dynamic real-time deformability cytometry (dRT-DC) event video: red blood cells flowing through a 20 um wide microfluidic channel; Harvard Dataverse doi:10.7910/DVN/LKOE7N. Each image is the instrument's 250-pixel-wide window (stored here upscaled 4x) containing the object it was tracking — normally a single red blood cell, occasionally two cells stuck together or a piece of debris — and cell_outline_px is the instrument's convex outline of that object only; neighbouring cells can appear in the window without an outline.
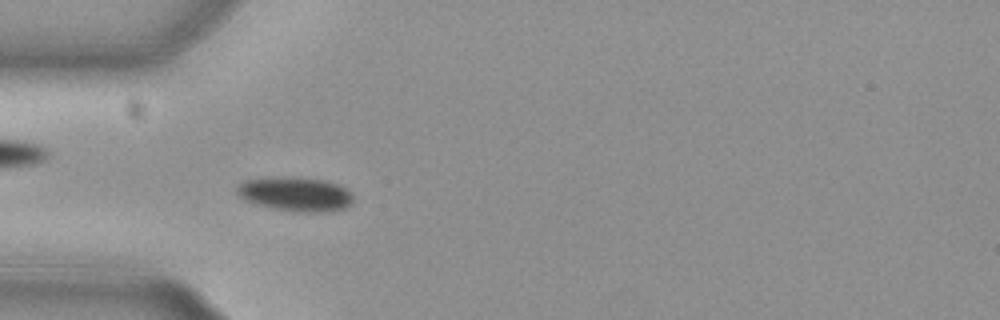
{"species": "common noctule bat (a hibernating species)", "species_latin": "Nyctalus noctula", "temperature_condition": "cold", "stored_images_in_passage": 28, "camera_frame_rate_fps": 3000, "um_per_image_px": 0.085, "animal": {"sex": "female", "body_mass_g": 29.2, "forearm_length_mm": 56.3}, "frame": {"image": 1, "passage_image": 5, "time_ms": 1.333, "image_size_px": [1000, 320], "cell_outline_px": [[352, 204], [344, 208], [332, 212], [300, 212], [272, 208], [256, 204], [244, 200], [236, 192], [236, 188], [244, 180], [320, 180], [340, 184], [348, 188], [352, 192]], "centroid_in_image_um": [25.2, 16.57], "position_along_channel_um": 59.8, "area_um2": 22.25}}
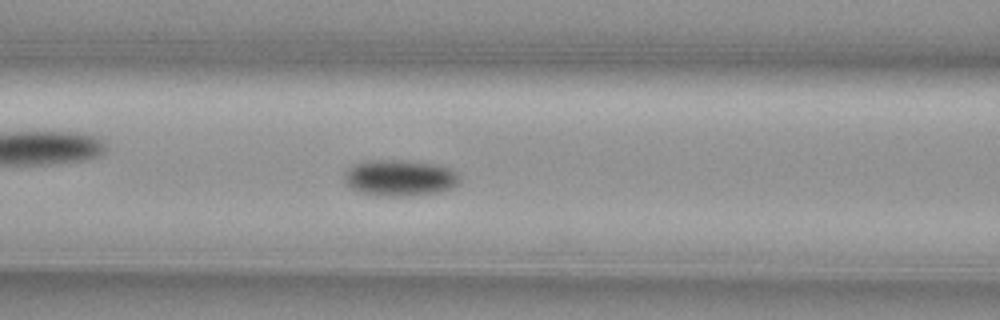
{"frame": {"image": 2, "passage_image": 11, "time_ms": 3.333, "image_size_px": [1000, 320], "cell_outline_px": [[460, 184], [452, 188], [440, 192], [404, 196], [392, 196], [360, 192], [352, 188], [344, 180], [344, 172], [352, 164], [376, 160], [392, 160], [432, 164], [448, 168], [456, 172], [460, 176]], "centroid_in_image_um": [34.0, 15.13], "position_along_channel_um": 132.6, "area_um2": 23.99}}
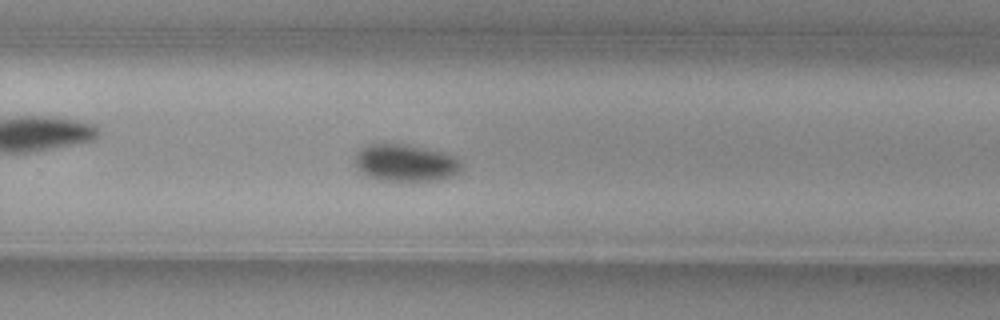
{"frame": {"image": 3, "passage_image": 24, "time_ms": 7.667, "image_size_px": [1000, 320], "cell_outline_px": [[464, 168], [460, 172], [452, 176], [436, 180], [380, 180], [364, 176], [356, 168], [356, 152], [372, 144], [404, 144], [444, 152], [452, 156]], "centroid_in_image_um": [34.45, 13.86], "position_along_channel_um": 295.3, "area_um2": 22.77}}